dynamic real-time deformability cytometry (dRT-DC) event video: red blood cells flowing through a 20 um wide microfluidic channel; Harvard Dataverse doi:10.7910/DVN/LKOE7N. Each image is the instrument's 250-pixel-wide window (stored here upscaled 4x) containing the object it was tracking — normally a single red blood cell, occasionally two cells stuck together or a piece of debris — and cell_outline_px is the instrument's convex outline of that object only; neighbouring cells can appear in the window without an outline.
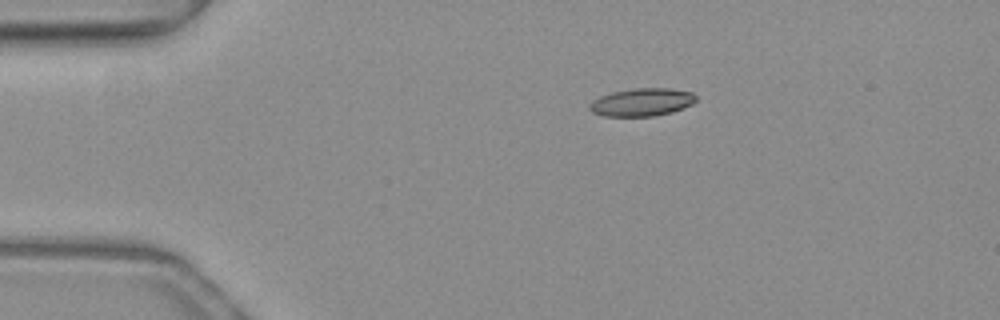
{"species": "common noctule bat (a hibernating species)", "species_latin": "Nyctalus noctula", "temperature_condition": "warm", "stored_images_in_passage": 36, "camera_frame_rate_fps": 3000, "um_per_image_px": 0.085, "animal": {"sex": "female", "body_mass_g": 19.3, "forearm_length_mm": 54.1}, "frame": {"image": 1, "passage_image": 1, "time_ms": 0.0, "image_size_px": [1000, 320], "cell_outline_px": [[696, 100], [692, 104], [672, 112], [652, 116], [604, 116], [592, 112], [588, 108], [588, 104], [592, 100], [600, 96], [612, 92], [632, 88], [668, 88], [692, 92], [696, 96]], "centroid_in_image_um": [54.53, 8.68], "position_along_channel_um": 30.5, "area_um2": 17.34}}
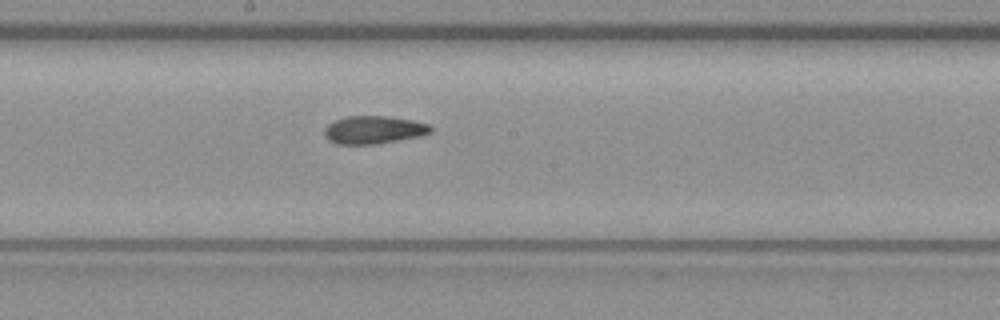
{"frame": {"image": 2, "passage_image": 19, "time_ms": 6.0, "image_size_px": [1000, 320], "cell_outline_px": [[432, 132], [424, 136], [376, 144], [336, 144], [328, 140], [324, 136], [324, 128], [328, 124], [344, 116], [388, 116], [412, 120], [428, 124], [432, 128]], "centroid_in_image_um": [31.77, 11.04], "position_along_channel_um": 216.4, "area_um2": 17.51}}
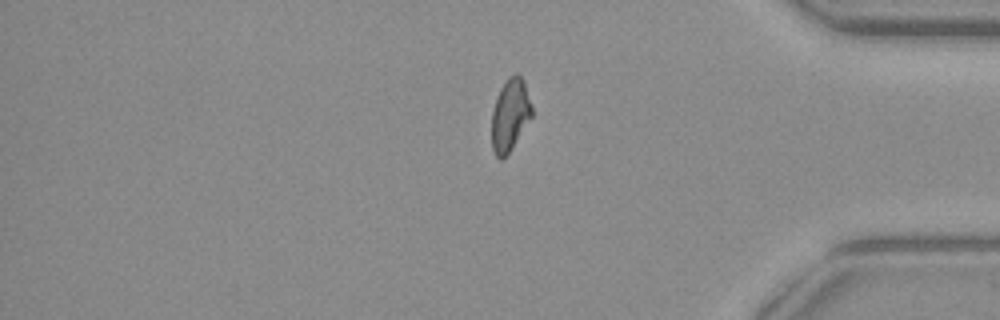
{"frame": {"image": 3, "passage_image": 34, "time_ms": 11.0, "image_size_px": [1000, 320], "cell_outline_px": [[532, 116], [508, 152], [500, 160], [496, 156], [492, 148], [492, 108], [500, 88], [508, 76], [516, 72], [524, 80], [532, 108]], "centroid_in_image_um": [43.34, 9.71], "position_along_channel_um": 391.9, "area_um2": 16.7}}